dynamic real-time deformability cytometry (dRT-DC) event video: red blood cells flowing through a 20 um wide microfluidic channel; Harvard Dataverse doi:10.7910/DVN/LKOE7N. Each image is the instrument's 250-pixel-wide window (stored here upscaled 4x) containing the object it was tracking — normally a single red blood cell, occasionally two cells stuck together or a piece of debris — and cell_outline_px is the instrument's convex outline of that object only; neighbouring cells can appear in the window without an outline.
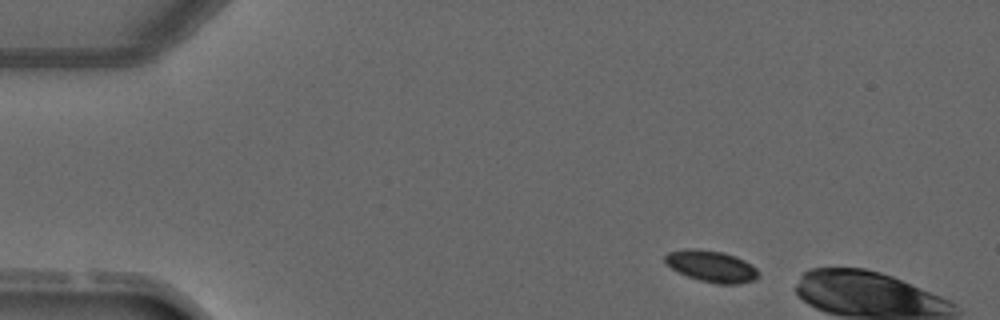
{"species": "common noctule bat (a hibernating species)", "species_latin": "Nyctalus noctula", "temperature_condition": "warm", "stored_images_in_passage": 2, "camera_frame_rate_fps": 3000, "um_per_image_px": 0.085, "animal": {"sex": "male", "forearm_length_mm": 52.5}, "frame": {"image": 1, "passage_image": 1, "time_ms": 0.0, "image_size_px": [1000, 320], "cell_outline_px": [[760, 272], [752, 280], [740, 284], [716, 284], [700, 280], [688, 276], [672, 268], [664, 260], [664, 256], [668, 252], [688, 248], [724, 252], [736, 256], [752, 264]], "centroid_in_image_um": [60.49, 22.63], "position_along_channel_um": 24.5, "area_um2": 16.99}}